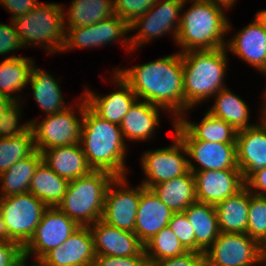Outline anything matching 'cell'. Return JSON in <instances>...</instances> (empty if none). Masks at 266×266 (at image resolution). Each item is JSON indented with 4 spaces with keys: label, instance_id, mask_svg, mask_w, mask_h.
I'll use <instances>...</instances> for the list:
<instances>
[{
    "label": "cell",
    "instance_id": "cell-19",
    "mask_svg": "<svg viewBox=\"0 0 266 266\" xmlns=\"http://www.w3.org/2000/svg\"><path fill=\"white\" fill-rule=\"evenodd\" d=\"M225 48L261 73L266 72V28L256 15L254 21L226 42Z\"/></svg>",
    "mask_w": 266,
    "mask_h": 266
},
{
    "label": "cell",
    "instance_id": "cell-1",
    "mask_svg": "<svg viewBox=\"0 0 266 266\" xmlns=\"http://www.w3.org/2000/svg\"><path fill=\"white\" fill-rule=\"evenodd\" d=\"M116 72L138 99L159 106L178 120L184 114V79L181 52ZM141 97V98H140Z\"/></svg>",
    "mask_w": 266,
    "mask_h": 266
},
{
    "label": "cell",
    "instance_id": "cell-25",
    "mask_svg": "<svg viewBox=\"0 0 266 266\" xmlns=\"http://www.w3.org/2000/svg\"><path fill=\"white\" fill-rule=\"evenodd\" d=\"M183 212L195 233L196 252L205 253L220 234L215 206L196 200Z\"/></svg>",
    "mask_w": 266,
    "mask_h": 266
},
{
    "label": "cell",
    "instance_id": "cell-34",
    "mask_svg": "<svg viewBox=\"0 0 266 266\" xmlns=\"http://www.w3.org/2000/svg\"><path fill=\"white\" fill-rule=\"evenodd\" d=\"M31 128L23 135L13 138L0 137V174L35 151Z\"/></svg>",
    "mask_w": 266,
    "mask_h": 266
},
{
    "label": "cell",
    "instance_id": "cell-27",
    "mask_svg": "<svg viewBox=\"0 0 266 266\" xmlns=\"http://www.w3.org/2000/svg\"><path fill=\"white\" fill-rule=\"evenodd\" d=\"M173 212H183L196 198L195 178L192 171L150 188Z\"/></svg>",
    "mask_w": 266,
    "mask_h": 266
},
{
    "label": "cell",
    "instance_id": "cell-21",
    "mask_svg": "<svg viewBox=\"0 0 266 266\" xmlns=\"http://www.w3.org/2000/svg\"><path fill=\"white\" fill-rule=\"evenodd\" d=\"M237 164L244 180L254 171L266 167V121L237 132Z\"/></svg>",
    "mask_w": 266,
    "mask_h": 266
},
{
    "label": "cell",
    "instance_id": "cell-12",
    "mask_svg": "<svg viewBox=\"0 0 266 266\" xmlns=\"http://www.w3.org/2000/svg\"><path fill=\"white\" fill-rule=\"evenodd\" d=\"M79 227L57 207H48L34 235L23 247V256L28 259L33 254L36 260H40L50 250L63 244Z\"/></svg>",
    "mask_w": 266,
    "mask_h": 266
},
{
    "label": "cell",
    "instance_id": "cell-11",
    "mask_svg": "<svg viewBox=\"0 0 266 266\" xmlns=\"http://www.w3.org/2000/svg\"><path fill=\"white\" fill-rule=\"evenodd\" d=\"M173 144L143 153L141 157L142 169L146 175L141 184L150 189L153 185L169 181L182 176L189 171V159L186 146L174 134Z\"/></svg>",
    "mask_w": 266,
    "mask_h": 266
},
{
    "label": "cell",
    "instance_id": "cell-44",
    "mask_svg": "<svg viewBox=\"0 0 266 266\" xmlns=\"http://www.w3.org/2000/svg\"><path fill=\"white\" fill-rule=\"evenodd\" d=\"M21 47L23 48L13 21L11 20V25L0 23V55H7Z\"/></svg>",
    "mask_w": 266,
    "mask_h": 266
},
{
    "label": "cell",
    "instance_id": "cell-16",
    "mask_svg": "<svg viewBox=\"0 0 266 266\" xmlns=\"http://www.w3.org/2000/svg\"><path fill=\"white\" fill-rule=\"evenodd\" d=\"M96 255L89 226H80L63 244L40 260L47 266H93Z\"/></svg>",
    "mask_w": 266,
    "mask_h": 266
},
{
    "label": "cell",
    "instance_id": "cell-13",
    "mask_svg": "<svg viewBox=\"0 0 266 266\" xmlns=\"http://www.w3.org/2000/svg\"><path fill=\"white\" fill-rule=\"evenodd\" d=\"M126 181V176L115 177L110 183L101 220L116 228L134 233L140 201V186L133 189L126 187Z\"/></svg>",
    "mask_w": 266,
    "mask_h": 266
},
{
    "label": "cell",
    "instance_id": "cell-32",
    "mask_svg": "<svg viewBox=\"0 0 266 266\" xmlns=\"http://www.w3.org/2000/svg\"><path fill=\"white\" fill-rule=\"evenodd\" d=\"M34 61L28 57L9 56L0 62V94L19 101L17 92L28 85ZM17 97V98H16Z\"/></svg>",
    "mask_w": 266,
    "mask_h": 266
},
{
    "label": "cell",
    "instance_id": "cell-46",
    "mask_svg": "<svg viewBox=\"0 0 266 266\" xmlns=\"http://www.w3.org/2000/svg\"><path fill=\"white\" fill-rule=\"evenodd\" d=\"M0 4L8 10L9 13H12V18L29 13L37 5L40 4L38 0H0Z\"/></svg>",
    "mask_w": 266,
    "mask_h": 266
},
{
    "label": "cell",
    "instance_id": "cell-49",
    "mask_svg": "<svg viewBox=\"0 0 266 266\" xmlns=\"http://www.w3.org/2000/svg\"><path fill=\"white\" fill-rule=\"evenodd\" d=\"M210 1L212 4L220 6L225 10L232 8L235 4L236 0H207Z\"/></svg>",
    "mask_w": 266,
    "mask_h": 266
},
{
    "label": "cell",
    "instance_id": "cell-10",
    "mask_svg": "<svg viewBox=\"0 0 266 266\" xmlns=\"http://www.w3.org/2000/svg\"><path fill=\"white\" fill-rule=\"evenodd\" d=\"M204 256L205 261L212 266L263 264V250L260 244L246 233L220 232Z\"/></svg>",
    "mask_w": 266,
    "mask_h": 266
},
{
    "label": "cell",
    "instance_id": "cell-51",
    "mask_svg": "<svg viewBox=\"0 0 266 266\" xmlns=\"http://www.w3.org/2000/svg\"><path fill=\"white\" fill-rule=\"evenodd\" d=\"M256 16L262 22L263 26L266 28V9L257 12Z\"/></svg>",
    "mask_w": 266,
    "mask_h": 266
},
{
    "label": "cell",
    "instance_id": "cell-56",
    "mask_svg": "<svg viewBox=\"0 0 266 266\" xmlns=\"http://www.w3.org/2000/svg\"><path fill=\"white\" fill-rule=\"evenodd\" d=\"M262 262H266V248L263 250V261Z\"/></svg>",
    "mask_w": 266,
    "mask_h": 266
},
{
    "label": "cell",
    "instance_id": "cell-8",
    "mask_svg": "<svg viewBox=\"0 0 266 266\" xmlns=\"http://www.w3.org/2000/svg\"><path fill=\"white\" fill-rule=\"evenodd\" d=\"M48 207L30 192L0 197V213L9 237L22 248L29 242Z\"/></svg>",
    "mask_w": 266,
    "mask_h": 266
},
{
    "label": "cell",
    "instance_id": "cell-48",
    "mask_svg": "<svg viewBox=\"0 0 266 266\" xmlns=\"http://www.w3.org/2000/svg\"><path fill=\"white\" fill-rule=\"evenodd\" d=\"M0 242H14L8 235V230L6 224L4 223L1 213H0Z\"/></svg>",
    "mask_w": 266,
    "mask_h": 266
},
{
    "label": "cell",
    "instance_id": "cell-54",
    "mask_svg": "<svg viewBox=\"0 0 266 266\" xmlns=\"http://www.w3.org/2000/svg\"><path fill=\"white\" fill-rule=\"evenodd\" d=\"M32 266H47L46 264H44L41 260H36L33 262V264H31Z\"/></svg>",
    "mask_w": 266,
    "mask_h": 266
},
{
    "label": "cell",
    "instance_id": "cell-3",
    "mask_svg": "<svg viewBox=\"0 0 266 266\" xmlns=\"http://www.w3.org/2000/svg\"><path fill=\"white\" fill-rule=\"evenodd\" d=\"M191 6L181 13L175 42L182 52L215 50L226 46L225 34L232 29L224 8L207 0H189ZM226 41V42H225Z\"/></svg>",
    "mask_w": 266,
    "mask_h": 266
},
{
    "label": "cell",
    "instance_id": "cell-9",
    "mask_svg": "<svg viewBox=\"0 0 266 266\" xmlns=\"http://www.w3.org/2000/svg\"><path fill=\"white\" fill-rule=\"evenodd\" d=\"M188 0H158L149 11L129 24L130 31L138 30L130 36L131 50L141 47L151 39L172 33L173 39L179 31L181 12Z\"/></svg>",
    "mask_w": 266,
    "mask_h": 266
},
{
    "label": "cell",
    "instance_id": "cell-50",
    "mask_svg": "<svg viewBox=\"0 0 266 266\" xmlns=\"http://www.w3.org/2000/svg\"><path fill=\"white\" fill-rule=\"evenodd\" d=\"M12 102L13 100L10 97L0 94V116L5 112Z\"/></svg>",
    "mask_w": 266,
    "mask_h": 266
},
{
    "label": "cell",
    "instance_id": "cell-15",
    "mask_svg": "<svg viewBox=\"0 0 266 266\" xmlns=\"http://www.w3.org/2000/svg\"><path fill=\"white\" fill-rule=\"evenodd\" d=\"M89 228L96 256H138L144 250V244L131 231L116 228L101 219Z\"/></svg>",
    "mask_w": 266,
    "mask_h": 266
},
{
    "label": "cell",
    "instance_id": "cell-6",
    "mask_svg": "<svg viewBox=\"0 0 266 266\" xmlns=\"http://www.w3.org/2000/svg\"><path fill=\"white\" fill-rule=\"evenodd\" d=\"M64 7V4L40 3L29 13L13 19L21 45L39 44L51 54L63 51L66 33Z\"/></svg>",
    "mask_w": 266,
    "mask_h": 266
},
{
    "label": "cell",
    "instance_id": "cell-26",
    "mask_svg": "<svg viewBox=\"0 0 266 266\" xmlns=\"http://www.w3.org/2000/svg\"><path fill=\"white\" fill-rule=\"evenodd\" d=\"M250 191L246 187L215 206L220 232L247 233Z\"/></svg>",
    "mask_w": 266,
    "mask_h": 266
},
{
    "label": "cell",
    "instance_id": "cell-42",
    "mask_svg": "<svg viewBox=\"0 0 266 266\" xmlns=\"http://www.w3.org/2000/svg\"><path fill=\"white\" fill-rule=\"evenodd\" d=\"M205 261L204 253L187 251L186 253L157 261H148V266H202Z\"/></svg>",
    "mask_w": 266,
    "mask_h": 266
},
{
    "label": "cell",
    "instance_id": "cell-4",
    "mask_svg": "<svg viewBox=\"0 0 266 266\" xmlns=\"http://www.w3.org/2000/svg\"><path fill=\"white\" fill-rule=\"evenodd\" d=\"M225 47L215 50L187 51L181 53L184 79V114L195 105L206 101L224 86L227 71Z\"/></svg>",
    "mask_w": 266,
    "mask_h": 266
},
{
    "label": "cell",
    "instance_id": "cell-35",
    "mask_svg": "<svg viewBox=\"0 0 266 266\" xmlns=\"http://www.w3.org/2000/svg\"><path fill=\"white\" fill-rule=\"evenodd\" d=\"M144 251L148 261H157L182 255L188 250L167 226L144 244Z\"/></svg>",
    "mask_w": 266,
    "mask_h": 266
},
{
    "label": "cell",
    "instance_id": "cell-23",
    "mask_svg": "<svg viewBox=\"0 0 266 266\" xmlns=\"http://www.w3.org/2000/svg\"><path fill=\"white\" fill-rule=\"evenodd\" d=\"M42 156L43 162L51 170L68 181L87 175L93 170L80 143L46 149L42 152Z\"/></svg>",
    "mask_w": 266,
    "mask_h": 266
},
{
    "label": "cell",
    "instance_id": "cell-41",
    "mask_svg": "<svg viewBox=\"0 0 266 266\" xmlns=\"http://www.w3.org/2000/svg\"><path fill=\"white\" fill-rule=\"evenodd\" d=\"M168 227L188 251H196L195 233L184 212H174Z\"/></svg>",
    "mask_w": 266,
    "mask_h": 266
},
{
    "label": "cell",
    "instance_id": "cell-18",
    "mask_svg": "<svg viewBox=\"0 0 266 266\" xmlns=\"http://www.w3.org/2000/svg\"><path fill=\"white\" fill-rule=\"evenodd\" d=\"M186 146L188 157L200 164L195 167L189 159V170L239 169L236 144L208 142L203 140H181Z\"/></svg>",
    "mask_w": 266,
    "mask_h": 266
},
{
    "label": "cell",
    "instance_id": "cell-2",
    "mask_svg": "<svg viewBox=\"0 0 266 266\" xmlns=\"http://www.w3.org/2000/svg\"><path fill=\"white\" fill-rule=\"evenodd\" d=\"M80 145L89 166L115 177L126 175V150L120 126L98 116L88 105L84 111Z\"/></svg>",
    "mask_w": 266,
    "mask_h": 266
},
{
    "label": "cell",
    "instance_id": "cell-39",
    "mask_svg": "<svg viewBox=\"0 0 266 266\" xmlns=\"http://www.w3.org/2000/svg\"><path fill=\"white\" fill-rule=\"evenodd\" d=\"M65 30L63 51L74 48L97 47L96 24L85 27H67Z\"/></svg>",
    "mask_w": 266,
    "mask_h": 266
},
{
    "label": "cell",
    "instance_id": "cell-24",
    "mask_svg": "<svg viewBox=\"0 0 266 266\" xmlns=\"http://www.w3.org/2000/svg\"><path fill=\"white\" fill-rule=\"evenodd\" d=\"M159 106L137 99L119 124L124 140L147 141L160 124Z\"/></svg>",
    "mask_w": 266,
    "mask_h": 266
},
{
    "label": "cell",
    "instance_id": "cell-36",
    "mask_svg": "<svg viewBox=\"0 0 266 266\" xmlns=\"http://www.w3.org/2000/svg\"><path fill=\"white\" fill-rule=\"evenodd\" d=\"M129 31V24L116 14L103 19L96 23L97 46L121 40V43L127 45V49L131 51L130 38L126 36Z\"/></svg>",
    "mask_w": 266,
    "mask_h": 266
},
{
    "label": "cell",
    "instance_id": "cell-37",
    "mask_svg": "<svg viewBox=\"0 0 266 266\" xmlns=\"http://www.w3.org/2000/svg\"><path fill=\"white\" fill-rule=\"evenodd\" d=\"M246 234L259 244L266 238V197L251 192Z\"/></svg>",
    "mask_w": 266,
    "mask_h": 266
},
{
    "label": "cell",
    "instance_id": "cell-45",
    "mask_svg": "<svg viewBox=\"0 0 266 266\" xmlns=\"http://www.w3.org/2000/svg\"><path fill=\"white\" fill-rule=\"evenodd\" d=\"M23 257V248L16 242H0V266H13Z\"/></svg>",
    "mask_w": 266,
    "mask_h": 266
},
{
    "label": "cell",
    "instance_id": "cell-30",
    "mask_svg": "<svg viewBox=\"0 0 266 266\" xmlns=\"http://www.w3.org/2000/svg\"><path fill=\"white\" fill-rule=\"evenodd\" d=\"M42 161V153L35 150L30 156L19 160L7 171L1 173L0 197L29 192L32 177Z\"/></svg>",
    "mask_w": 266,
    "mask_h": 266
},
{
    "label": "cell",
    "instance_id": "cell-53",
    "mask_svg": "<svg viewBox=\"0 0 266 266\" xmlns=\"http://www.w3.org/2000/svg\"><path fill=\"white\" fill-rule=\"evenodd\" d=\"M28 259L26 257H22L16 264H14L13 266H28L26 263Z\"/></svg>",
    "mask_w": 266,
    "mask_h": 266
},
{
    "label": "cell",
    "instance_id": "cell-14",
    "mask_svg": "<svg viewBox=\"0 0 266 266\" xmlns=\"http://www.w3.org/2000/svg\"><path fill=\"white\" fill-rule=\"evenodd\" d=\"M193 174L197 201L213 206L245 187L240 169L203 170Z\"/></svg>",
    "mask_w": 266,
    "mask_h": 266
},
{
    "label": "cell",
    "instance_id": "cell-7",
    "mask_svg": "<svg viewBox=\"0 0 266 266\" xmlns=\"http://www.w3.org/2000/svg\"><path fill=\"white\" fill-rule=\"evenodd\" d=\"M77 104L80 118H77L73 107L69 106L64 111L46 115L42 122L31 120V130L34 134L35 149L42 153L44 150L58 147L68 146L80 143L81 127L84 117V111L87 101L84 96L81 97Z\"/></svg>",
    "mask_w": 266,
    "mask_h": 266
},
{
    "label": "cell",
    "instance_id": "cell-17",
    "mask_svg": "<svg viewBox=\"0 0 266 266\" xmlns=\"http://www.w3.org/2000/svg\"><path fill=\"white\" fill-rule=\"evenodd\" d=\"M112 81L115 82L119 90L111 92L104 96L96 95L94 91L84 90L88 106L101 118L119 125L128 113L130 107L138 99L130 85L113 70Z\"/></svg>",
    "mask_w": 266,
    "mask_h": 266
},
{
    "label": "cell",
    "instance_id": "cell-28",
    "mask_svg": "<svg viewBox=\"0 0 266 266\" xmlns=\"http://www.w3.org/2000/svg\"><path fill=\"white\" fill-rule=\"evenodd\" d=\"M35 66L32 65L28 84L31 86L37 105L46 115L64 111L68 106L65 105L59 82L49 72Z\"/></svg>",
    "mask_w": 266,
    "mask_h": 266
},
{
    "label": "cell",
    "instance_id": "cell-22",
    "mask_svg": "<svg viewBox=\"0 0 266 266\" xmlns=\"http://www.w3.org/2000/svg\"><path fill=\"white\" fill-rule=\"evenodd\" d=\"M182 115L173 119V129L181 140H203L208 142L236 144L237 131L223 119L211 115L208 111L199 124Z\"/></svg>",
    "mask_w": 266,
    "mask_h": 266
},
{
    "label": "cell",
    "instance_id": "cell-52",
    "mask_svg": "<svg viewBox=\"0 0 266 266\" xmlns=\"http://www.w3.org/2000/svg\"><path fill=\"white\" fill-rule=\"evenodd\" d=\"M264 102H262V103H264V105H263V108L261 109V110H263V111H261L262 113V116H261V118L264 120V121H266V94L264 95Z\"/></svg>",
    "mask_w": 266,
    "mask_h": 266
},
{
    "label": "cell",
    "instance_id": "cell-31",
    "mask_svg": "<svg viewBox=\"0 0 266 266\" xmlns=\"http://www.w3.org/2000/svg\"><path fill=\"white\" fill-rule=\"evenodd\" d=\"M69 181L57 175L43 161L32 177L29 192L47 207H57L66 193Z\"/></svg>",
    "mask_w": 266,
    "mask_h": 266
},
{
    "label": "cell",
    "instance_id": "cell-29",
    "mask_svg": "<svg viewBox=\"0 0 266 266\" xmlns=\"http://www.w3.org/2000/svg\"><path fill=\"white\" fill-rule=\"evenodd\" d=\"M215 103L208 112L229 123L237 132L254 126L249 124V107L229 88H223L215 95Z\"/></svg>",
    "mask_w": 266,
    "mask_h": 266
},
{
    "label": "cell",
    "instance_id": "cell-20",
    "mask_svg": "<svg viewBox=\"0 0 266 266\" xmlns=\"http://www.w3.org/2000/svg\"><path fill=\"white\" fill-rule=\"evenodd\" d=\"M173 213L151 189L140 184V201L134 233L143 244L168 226Z\"/></svg>",
    "mask_w": 266,
    "mask_h": 266
},
{
    "label": "cell",
    "instance_id": "cell-33",
    "mask_svg": "<svg viewBox=\"0 0 266 266\" xmlns=\"http://www.w3.org/2000/svg\"><path fill=\"white\" fill-rule=\"evenodd\" d=\"M64 27H85L114 15L113 0H72ZM66 19L68 21H66Z\"/></svg>",
    "mask_w": 266,
    "mask_h": 266
},
{
    "label": "cell",
    "instance_id": "cell-40",
    "mask_svg": "<svg viewBox=\"0 0 266 266\" xmlns=\"http://www.w3.org/2000/svg\"><path fill=\"white\" fill-rule=\"evenodd\" d=\"M158 0H113L114 14L128 24L144 15Z\"/></svg>",
    "mask_w": 266,
    "mask_h": 266
},
{
    "label": "cell",
    "instance_id": "cell-38",
    "mask_svg": "<svg viewBox=\"0 0 266 266\" xmlns=\"http://www.w3.org/2000/svg\"><path fill=\"white\" fill-rule=\"evenodd\" d=\"M19 101H13L5 112L0 116V137L13 138L25 134L31 127L30 122L18 125L21 117ZM20 116V117H19Z\"/></svg>",
    "mask_w": 266,
    "mask_h": 266
},
{
    "label": "cell",
    "instance_id": "cell-57",
    "mask_svg": "<svg viewBox=\"0 0 266 266\" xmlns=\"http://www.w3.org/2000/svg\"><path fill=\"white\" fill-rule=\"evenodd\" d=\"M202 266H212V265H210L206 261H204V263L202 264Z\"/></svg>",
    "mask_w": 266,
    "mask_h": 266
},
{
    "label": "cell",
    "instance_id": "cell-5",
    "mask_svg": "<svg viewBox=\"0 0 266 266\" xmlns=\"http://www.w3.org/2000/svg\"><path fill=\"white\" fill-rule=\"evenodd\" d=\"M114 178L109 172L92 170L69 181L57 208L79 226H90L101 219L106 192Z\"/></svg>",
    "mask_w": 266,
    "mask_h": 266
},
{
    "label": "cell",
    "instance_id": "cell-55",
    "mask_svg": "<svg viewBox=\"0 0 266 266\" xmlns=\"http://www.w3.org/2000/svg\"><path fill=\"white\" fill-rule=\"evenodd\" d=\"M260 246L262 250L266 248V238L260 243Z\"/></svg>",
    "mask_w": 266,
    "mask_h": 266
},
{
    "label": "cell",
    "instance_id": "cell-47",
    "mask_svg": "<svg viewBox=\"0 0 266 266\" xmlns=\"http://www.w3.org/2000/svg\"><path fill=\"white\" fill-rule=\"evenodd\" d=\"M245 187L254 195L266 197V167L254 171L245 180Z\"/></svg>",
    "mask_w": 266,
    "mask_h": 266
},
{
    "label": "cell",
    "instance_id": "cell-43",
    "mask_svg": "<svg viewBox=\"0 0 266 266\" xmlns=\"http://www.w3.org/2000/svg\"><path fill=\"white\" fill-rule=\"evenodd\" d=\"M93 266H148V259L143 250L138 256H96Z\"/></svg>",
    "mask_w": 266,
    "mask_h": 266
}]
</instances>
